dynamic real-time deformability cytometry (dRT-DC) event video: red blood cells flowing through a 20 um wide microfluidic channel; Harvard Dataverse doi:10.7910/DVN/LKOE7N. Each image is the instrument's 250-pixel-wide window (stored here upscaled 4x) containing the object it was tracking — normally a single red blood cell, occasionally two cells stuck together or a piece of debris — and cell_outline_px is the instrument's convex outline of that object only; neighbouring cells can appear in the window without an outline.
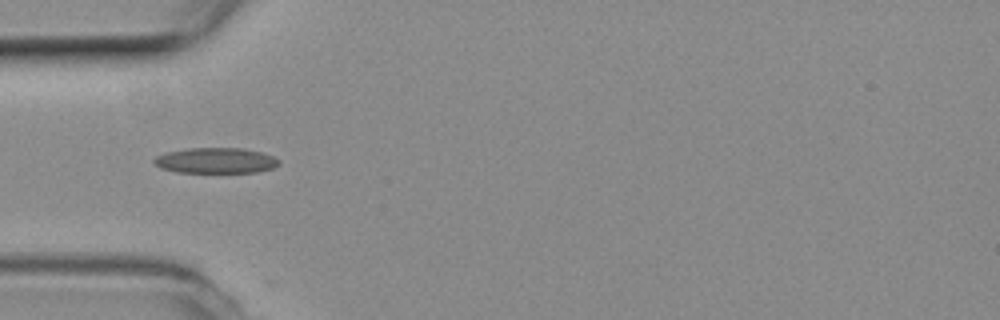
{"species": "common noctule bat (a hibernating species)", "species_latin": "Nyctalus noctula", "temperature_condition": "room temperature", "stored_images_in_passage": 7, "camera_frame_rate_fps": 3000, "um_per_image_px": 0.085, "animal": {"sex": "female", "body_mass_g": 19.3, "forearm_length_mm": 54.1}, "frame": {"image": 1, "passage_image": 5, "time_ms": 1.333, "image_size_px": [1000, 320], "cell_outline_px": [[280, 164], [272, 168], [256, 172], [176, 172], [160, 168], [152, 160], [156, 156], [164, 152], [188, 148], [240, 148], [260, 152], [272, 156], [280, 160]], "centroid_in_image_um": [18.3, 13.64], "position_along_channel_um": 66.7, "area_um2": 18.55}}
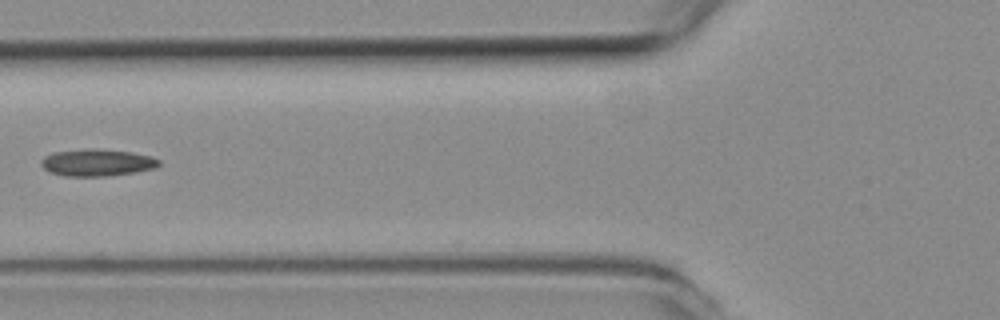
{"frame": {"image": 2, "passage_image": 6, "time_ms": 1.667, "image_size_px": [1000, 320], "cell_outline_px": [[160, 164], [156, 168], [136, 172], [108, 176], [64, 176], [48, 172], [40, 164], [40, 160], [44, 156], [52, 152], [88, 148], [92, 148], [128, 152], [152, 156], [160, 160]], "centroid_in_image_um": [8.22, 13.82], "position_along_channel_um": 117.6, "area_um2": 18.73}}
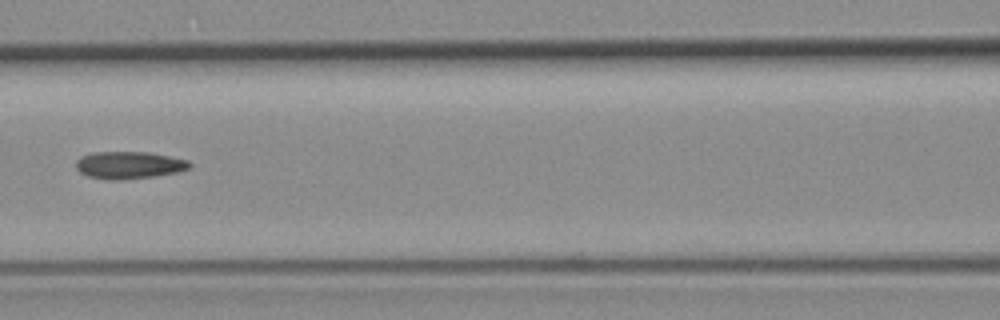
{"frame": {"image": 3, "passage_image": 7, "time_ms": 2.0, "image_size_px": [1000, 320], "cell_outline_px": [[192, 168], [180, 172], [156, 176], [120, 180], [108, 180], [88, 176], [80, 172], [76, 168], [76, 160], [80, 156], [92, 152], [148, 152], [188, 160], [192, 164]], "centroid_in_image_um": [10.99, 14.04], "position_along_channel_um": 155.6, "area_um2": 18.32}}